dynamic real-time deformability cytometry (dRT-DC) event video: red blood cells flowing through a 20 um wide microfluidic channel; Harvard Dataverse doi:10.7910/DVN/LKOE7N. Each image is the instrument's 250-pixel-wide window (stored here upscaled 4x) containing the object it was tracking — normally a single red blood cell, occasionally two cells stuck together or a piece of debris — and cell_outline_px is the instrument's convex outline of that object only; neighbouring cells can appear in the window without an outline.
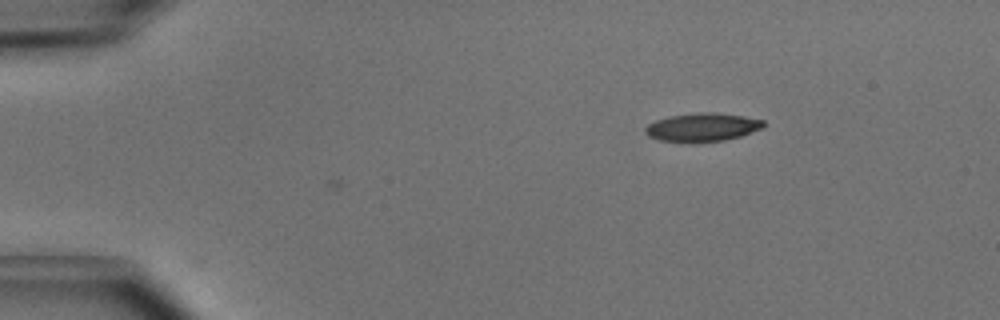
{"species": "common noctule bat (a hibernating species)", "species_latin": "Nyctalus noctula", "temperature_condition": "cold", "stored_images_in_passage": 4, "camera_frame_rate_fps": 3000, "um_per_image_px": 0.085, "animal": {"sex": "male", "body_mass_g": 15.6}, "frame": {"image": 1, "passage_image": 4, "time_ms": 1.0, "image_size_px": [1000, 320], "cell_outline_px": [[764, 128], [740, 136], [724, 140], [696, 144], [692, 144], [660, 140], [648, 136], [644, 132], [644, 128], [648, 124], [656, 120], [672, 116], [704, 112], [712, 112], [744, 116], [764, 120]], "centroid_in_image_um": [59.69, 10.84], "position_along_channel_um": 25.3, "area_um2": 19.83}}